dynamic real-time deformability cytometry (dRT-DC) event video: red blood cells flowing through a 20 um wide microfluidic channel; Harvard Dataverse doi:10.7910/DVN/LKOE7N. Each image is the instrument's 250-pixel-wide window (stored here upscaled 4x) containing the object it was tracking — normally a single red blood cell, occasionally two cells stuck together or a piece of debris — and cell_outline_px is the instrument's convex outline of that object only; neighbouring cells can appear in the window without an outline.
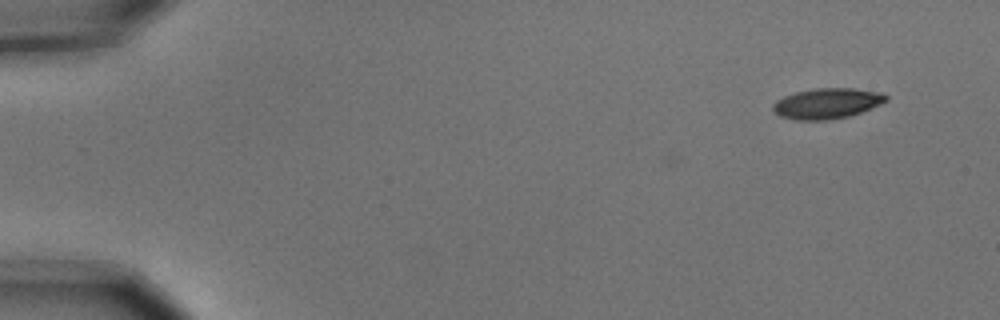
{"species": "common noctule bat (a hibernating species)", "species_latin": "Nyctalus noctula", "temperature_condition": "cold", "stored_images_in_passage": 2, "camera_frame_rate_fps": 3000, "um_per_image_px": 0.085, "animal": {"sex": "male", "body_mass_g": 15.6}, "frame": {"image": 1, "passage_image": 2, "time_ms": 0.333, "image_size_px": [1000, 320], "cell_outline_px": [[888, 100], [880, 104], [860, 112], [848, 116], [824, 120], [796, 120], [780, 116], [772, 108], [772, 104], [776, 100], [784, 96], [796, 92], [816, 88], [856, 88], [880, 92], [888, 96]], "centroid_in_image_um": [70.29, 8.78], "position_along_channel_um": 14.7, "area_um2": 20.0}}